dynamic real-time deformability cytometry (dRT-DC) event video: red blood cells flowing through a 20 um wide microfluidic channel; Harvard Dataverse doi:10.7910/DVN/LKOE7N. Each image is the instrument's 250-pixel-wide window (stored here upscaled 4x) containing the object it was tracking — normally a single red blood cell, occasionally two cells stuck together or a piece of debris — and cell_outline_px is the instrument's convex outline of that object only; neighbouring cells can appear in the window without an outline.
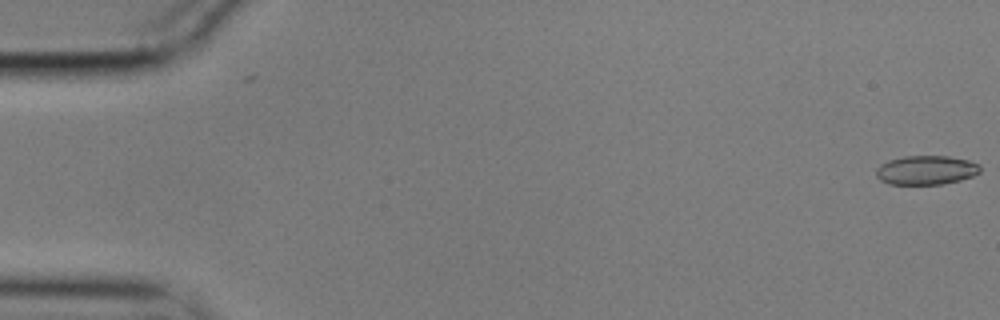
{"species": "common noctule bat (a hibernating species)", "species_latin": "Nyctalus noctula", "temperature_condition": "cold", "stored_images_in_passage": 2, "camera_frame_rate_fps": 3000, "um_per_image_px": 0.085, "animal": {"sex": "male", "body_mass_g": 17.9}, "frame": {"image": 1, "passage_image": 2, "time_ms": 0.333, "image_size_px": [1000, 320], "cell_outline_px": [[980, 172], [972, 176], [960, 180], [940, 184], [888, 184], [880, 180], [876, 176], [876, 168], [880, 164], [888, 160], [904, 156], [948, 156], [968, 160], [980, 164]], "centroid_in_image_um": [78.7, 14.45], "position_along_channel_um": 6.3, "area_um2": 17.69}}